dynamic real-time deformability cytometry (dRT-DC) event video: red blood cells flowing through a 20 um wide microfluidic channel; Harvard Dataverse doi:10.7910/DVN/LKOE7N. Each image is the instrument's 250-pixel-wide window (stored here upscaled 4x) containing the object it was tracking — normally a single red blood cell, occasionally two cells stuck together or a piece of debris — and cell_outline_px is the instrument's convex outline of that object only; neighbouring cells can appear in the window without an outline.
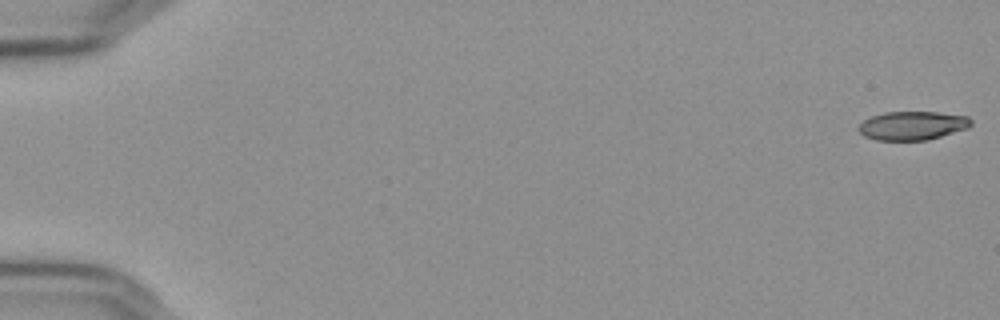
{"species": "Egyptian fruit bat (a non-hibernating species)", "species_latin": "Rousettus aegyptiacus", "temperature_condition": "cold", "stored_images_in_passage": 57, "camera_frame_rate_fps": 3000, "um_per_image_px": 0.085, "frame": {"image": 1, "passage_image": 1, "time_ms": 0.0, "image_size_px": [1000, 320], "cell_outline_px": [[972, 124], [968, 128], [928, 140], [876, 140], [864, 136], [856, 128], [864, 120], [872, 116], [884, 112], [936, 112], [968, 116], [972, 120]], "centroid_in_image_um": [77.56, 10.68], "position_along_channel_um": 7.4, "area_um2": 18.84}}
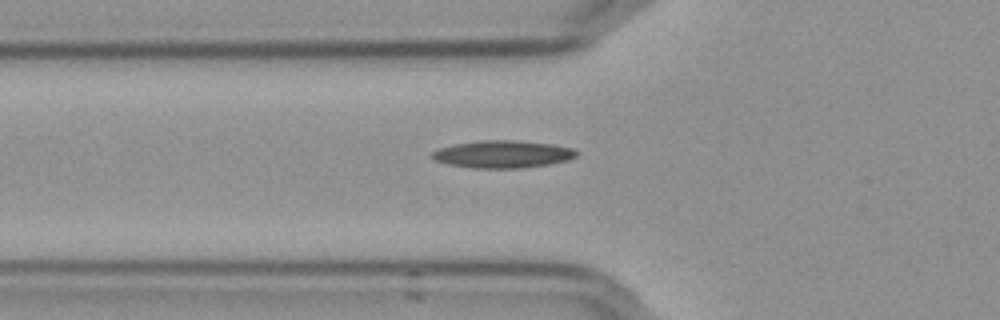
{"frame": {"image": 2, "passage_image": 21, "time_ms": 6.667, "image_size_px": [1000, 320], "cell_outline_px": [[576, 156], [568, 160], [548, 164], [520, 168], [476, 168], [448, 164], [436, 160], [428, 156], [432, 152], [440, 148], [452, 144], [476, 140], [520, 140], [552, 144], [576, 148]], "centroid_in_image_um": [42.72, 13.09], "position_along_channel_um": 83.1, "area_um2": 23.24}}
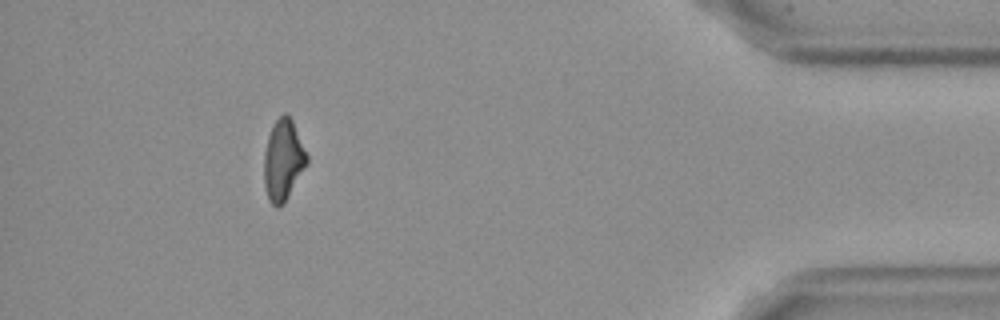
{"frame": {"image": 3, "passage_image": 52, "time_ms": 17.0, "image_size_px": [1000, 320], "cell_outline_px": [[308, 164], [284, 204], [276, 208], [268, 200], [264, 184], [264, 152], [268, 136], [272, 124], [284, 112], [288, 112], [292, 120], [308, 156]], "centroid_in_image_um": [24.07, 13.62], "position_along_channel_um": 411.1, "area_um2": 20.46}, "authors_computed_cell_mechanics": {"area_um2": 20.6346, "velocity_mm_per_s": 3.6451, "shape_relaxation_time_tau1_ms": null, "shape_relaxation_time_tau2_ms": 9.4923, "deformation_change_tau1": null, "deformation_change_tau2": 0.1961}}